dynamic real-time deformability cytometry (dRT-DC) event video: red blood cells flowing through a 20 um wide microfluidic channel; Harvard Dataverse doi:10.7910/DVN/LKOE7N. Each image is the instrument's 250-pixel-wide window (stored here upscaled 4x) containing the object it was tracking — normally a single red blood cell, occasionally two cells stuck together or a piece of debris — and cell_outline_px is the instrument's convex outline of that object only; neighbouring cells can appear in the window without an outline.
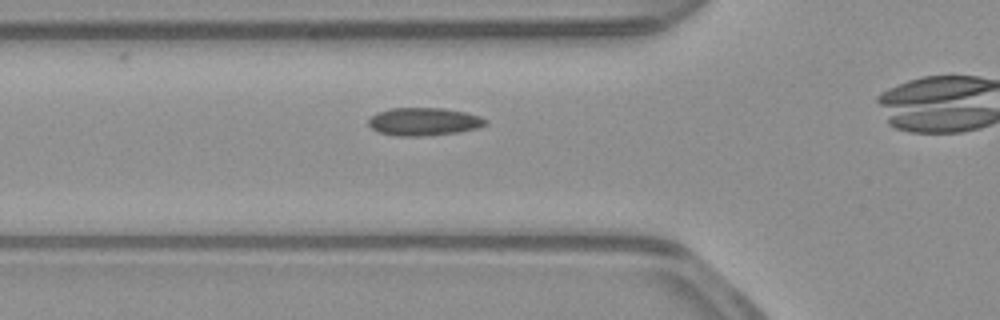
{"species": "common noctule bat (a hibernating species)", "species_latin": "Nyctalus noctula", "temperature_condition": "warm", "stored_images_in_passage": 30, "camera_frame_rate_fps": 3000, "um_per_image_px": 0.085, "animal": {"sex": "male", "body_mass_g": 23.1, "forearm_length_mm": 52.7}, "frame": {"image": 1, "passage_image": 6, "time_ms": 1.667, "image_size_px": [1000, 320], "cell_outline_px": [[488, 124], [476, 128], [456, 132], [420, 136], [400, 136], [380, 132], [372, 128], [368, 124], [368, 120], [376, 112], [388, 108], [440, 108], [468, 112], [480, 116], [488, 120]], "centroid_in_image_um": [36.03, 10.32], "position_along_channel_um": 89.8, "area_um2": 18.96}}
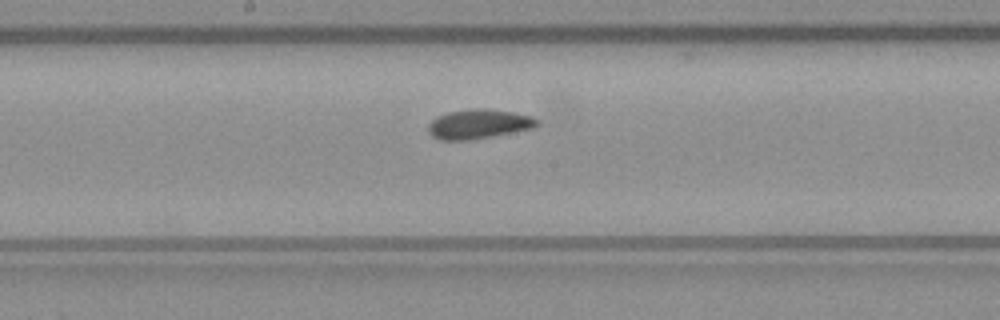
{"frame": {"image": 2, "passage_image": 15, "time_ms": 4.667, "image_size_px": [1000, 320], "cell_outline_px": [[540, 124], [532, 128], [468, 140], [440, 140], [432, 136], [428, 132], [428, 124], [436, 116], [448, 112], [476, 108], [484, 108], [512, 112], [532, 116], [540, 120]], "centroid_in_image_um": [40.67, 10.53], "position_along_channel_um": 207.5, "area_um2": 18.55}}
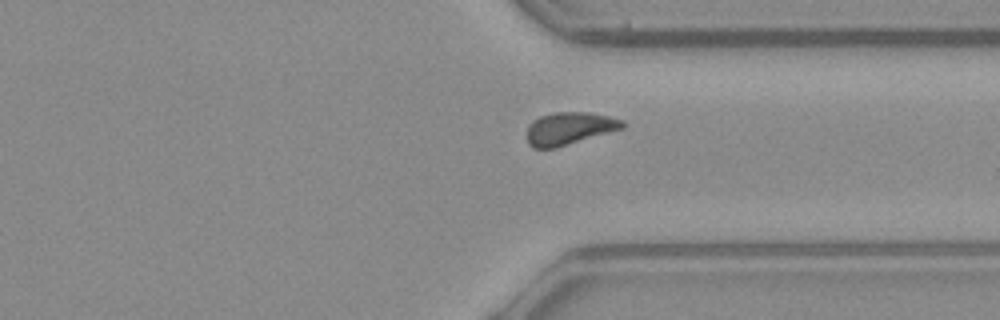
{"frame": {"image": 3, "passage_image": 27, "time_ms": 8.667, "image_size_px": [1000, 320], "cell_outline_px": [[624, 128], [556, 148], [532, 148], [528, 144], [528, 128], [532, 120], [540, 116], [552, 112], [588, 112], [608, 116], [624, 120]], "centroid_in_image_um": [48.39, 10.91], "position_along_channel_um": 363.0, "area_um2": 18.15}}